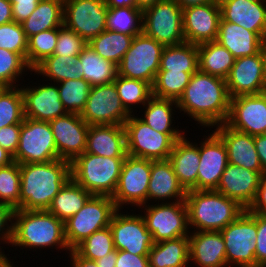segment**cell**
Masks as SVG:
<instances>
[{"instance_id": "13", "label": "cell", "mask_w": 266, "mask_h": 267, "mask_svg": "<svg viewBox=\"0 0 266 267\" xmlns=\"http://www.w3.org/2000/svg\"><path fill=\"white\" fill-rule=\"evenodd\" d=\"M150 174L151 160L127 154L112 196L117 209H124L129 205L139 208L147 204Z\"/></svg>"}, {"instance_id": "33", "label": "cell", "mask_w": 266, "mask_h": 267, "mask_svg": "<svg viewBox=\"0 0 266 267\" xmlns=\"http://www.w3.org/2000/svg\"><path fill=\"white\" fill-rule=\"evenodd\" d=\"M64 0H41L33 13L23 22L27 39L42 31L63 25Z\"/></svg>"}, {"instance_id": "9", "label": "cell", "mask_w": 266, "mask_h": 267, "mask_svg": "<svg viewBox=\"0 0 266 267\" xmlns=\"http://www.w3.org/2000/svg\"><path fill=\"white\" fill-rule=\"evenodd\" d=\"M142 32L164 47L186 42L183 9L175 0H163L144 9Z\"/></svg>"}, {"instance_id": "30", "label": "cell", "mask_w": 266, "mask_h": 267, "mask_svg": "<svg viewBox=\"0 0 266 267\" xmlns=\"http://www.w3.org/2000/svg\"><path fill=\"white\" fill-rule=\"evenodd\" d=\"M216 41L235 58H240L259 53L264 40L255 32L220 19Z\"/></svg>"}, {"instance_id": "50", "label": "cell", "mask_w": 266, "mask_h": 267, "mask_svg": "<svg viewBox=\"0 0 266 267\" xmlns=\"http://www.w3.org/2000/svg\"><path fill=\"white\" fill-rule=\"evenodd\" d=\"M88 43L64 25L59 27L57 44L53 55L77 58Z\"/></svg>"}, {"instance_id": "24", "label": "cell", "mask_w": 266, "mask_h": 267, "mask_svg": "<svg viewBox=\"0 0 266 267\" xmlns=\"http://www.w3.org/2000/svg\"><path fill=\"white\" fill-rule=\"evenodd\" d=\"M221 19L266 39V1L218 0Z\"/></svg>"}, {"instance_id": "29", "label": "cell", "mask_w": 266, "mask_h": 267, "mask_svg": "<svg viewBox=\"0 0 266 267\" xmlns=\"http://www.w3.org/2000/svg\"><path fill=\"white\" fill-rule=\"evenodd\" d=\"M84 152L103 157H126L124 125L89 126Z\"/></svg>"}, {"instance_id": "25", "label": "cell", "mask_w": 266, "mask_h": 267, "mask_svg": "<svg viewBox=\"0 0 266 267\" xmlns=\"http://www.w3.org/2000/svg\"><path fill=\"white\" fill-rule=\"evenodd\" d=\"M190 231V264L198 267H228L226 247L220 231Z\"/></svg>"}, {"instance_id": "10", "label": "cell", "mask_w": 266, "mask_h": 267, "mask_svg": "<svg viewBox=\"0 0 266 267\" xmlns=\"http://www.w3.org/2000/svg\"><path fill=\"white\" fill-rule=\"evenodd\" d=\"M138 209H142L140 212L146 228L152 233L155 243L189 236L190 229L185 200L171 203H150L142 205Z\"/></svg>"}, {"instance_id": "5", "label": "cell", "mask_w": 266, "mask_h": 267, "mask_svg": "<svg viewBox=\"0 0 266 267\" xmlns=\"http://www.w3.org/2000/svg\"><path fill=\"white\" fill-rule=\"evenodd\" d=\"M126 157L84 152L71 163V178L92 195L113 196Z\"/></svg>"}, {"instance_id": "63", "label": "cell", "mask_w": 266, "mask_h": 267, "mask_svg": "<svg viewBox=\"0 0 266 267\" xmlns=\"http://www.w3.org/2000/svg\"><path fill=\"white\" fill-rule=\"evenodd\" d=\"M13 162V155L0 146V167L8 166Z\"/></svg>"}, {"instance_id": "23", "label": "cell", "mask_w": 266, "mask_h": 267, "mask_svg": "<svg viewBox=\"0 0 266 267\" xmlns=\"http://www.w3.org/2000/svg\"><path fill=\"white\" fill-rule=\"evenodd\" d=\"M261 173L229 163L216 191L237 201L247 210L255 199Z\"/></svg>"}, {"instance_id": "16", "label": "cell", "mask_w": 266, "mask_h": 267, "mask_svg": "<svg viewBox=\"0 0 266 267\" xmlns=\"http://www.w3.org/2000/svg\"><path fill=\"white\" fill-rule=\"evenodd\" d=\"M124 213L123 209H117L110 221L115 249L135 255H148L155 242L142 214Z\"/></svg>"}, {"instance_id": "62", "label": "cell", "mask_w": 266, "mask_h": 267, "mask_svg": "<svg viewBox=\"0 0 266 267\" xmlns=\"http://www.w3.org/2000/svg\"><path fill=\"white\" fill-rule=\"evenodd\" d=\"M182 9L190 7V6H197V5H204L210 2H218V0H175Z\"/></svg>"}, {"instance_id": "44", "label": "cell", "mask_w": 266, "mask_h": 267, "mask_svg": "<svg viewBox=\"0 0 266 267\" xmlns=\"http://www.w3.org/2000/svg\"><path fill=\"white\" fill-rule=\"evenodd\" d=\"M24 99L19 86L3 87L0 91V128L24 121Z\"/></svg>"}, {"instance_id": "61", "label": "cell", "mask_w": 266, "mask_h": 267, "mask_svg": "<svg viewBox=\"0 0 266 267\" xmlns=\"http://www.w3.org/2000/svg\"><path fill=\"white\" fill-rule=\"evenodd\" d=\"M108 8L137 7V0H105Z\"/></svg>"}, {"instance_id": "66", "label": "cell", "mask_w": 266, "mask_h": 267, "mask_svg": "<svg viewBox=\"0 0 266 267\" xmlns=\"http://www.w3.org/2000/svg\"><path fill=\"white\" fill-rule=\"evenodd\" d=\"M260 52L263 58L264 76H265V81H266V39L262 43Z\"/></svg>"}, {"instance_id": "21", "label": "cell", "mask_w": 266, "mask_h": 267, "mask_svg": "<svg viewBox=\"0 0 266 267\" xmlns=\"http://www.w3.org/2000/svg\"><path fill=\"white\" fill-rule=\"evenodd\" d=\"M220 19L221 11L218 2L184 8L185 41L195 45L216 41Z\"/></svg>"}, {"instance_id": "22", "label": "cell", "mask_w": 266, "mask_h": 267, "mask_svg": "<svg viewBox=\"0 0 266 267\" xmlns=\"http://www.w3.org/2000/svg\"><path fill=\"white\" fill-rule=\"evenodd\" d=\"M225 80L231 98L262 93L266 81L261 52L236 58Z\"/></svg>"}, {"instance_id": "31", "label": "cell", "mask_w": 266, "mask_h": 267, "mask_svg": "<svg viewBox=\"0 0 266 267\" xmlns=\"http://www.w3.org/2000/svg\"><path fill=\"white\" fill-rule=\"evenodd\" d=\"M148 259L149 267H188L189 236L154 243Z\"/></svg>"}, {"instance_id": "49", "label": "cell", "mask_w": 266, "mask_h": 267, "mask_svg": "<svg viewBox=\"0 0 266 267\" xmlns=\"http://www.w3.org/2000/svg\"><path fill=\"white\" fill-rule=\"evenodd\" d=\"M0 48L21 54L27 61L28 39L22 24L11 21L0 25Z\"/></svg>"}, {"instance_id": "45", "label": "cell", "mask_w": 266, "mask_h": 267, "mask_svg": "<svg viewBox=\"0 0 266 267\" xmlns=\"http://www.w3.org/2000/svg\"><path fill=\"white\" fill-rule=\"evenodd\" d=\"M61 102L68 113L81 114L85 108L89 92L90 83L83 78L76 80H63L57 83Z\"/></svg>"}, {"instance_id": "55", "label": "cell", "mask_w": 266, "mask_h": 267, "mask_svg": "<svg viewBox=\"0 0 266 267\" xmlns=\"http://www.w3.org/2000/svg\"><path fill=\"white\" fill-rule=\"evenodd\" d=\"M115 267H149L148 255H135L128 251L117 250Z\"/></svg>"}, {"instance_id": "52", "label": "cell", "mask_w": 266, "mask_h": 267, "mask_svg": "<svg viewBox=\"0 0 266 267\" xmlns=\"http://www.w3.org/2000/svg\"><path fill=\"white\" fill-rule=\"evenodd\" d=\"M20 129L21 124H12L0 128V146L13 156L18 149Z\"/></svg>"}, {"instance_id": "6", "label": "cell", "mask_w": 266, "mask_h": 267, "mask_svg": "<svg viewBox=\"0 0 266 267\" xmlns=\"http://www.w3.org/2000/svg\"><path fill=\"white\" fill-rule=\"evenodd\" d=\"M137 115L131 114L124 123L127 154L153 161L168 160L175 142L185 133H160Z\"/></svg>"}, {"instance_id": "46", "label": "cell", "mask_w": 266, "mask_h": 267, "mask_svg": "<svg viewBox=\"0 0 266 267\" xmlns=\"http://www.w3.org/2000/svg\"><path fill=\"white\" fill-rule=\"evenodd\" d=\"M74 250L83 258L94 260L104 257L115 250L111 228L94 232L79 243Z\"/></svg>"}, {"instance_id": "57", "label": "cell", "mask_w": 266, "mask_h": 267, "mask_svg": "<svg viewBox=\"0 0 266 267\" xmlns=\"http://www.w3.org/2000/svg\"><path fill=\"white\" fill-rule=\"evenodd\" d=\"M68 254V258L70 257V260L68 259V262L70 261L69 267H98L96 261L81 257L74 249Z\"/></svg>"}, {"instance_id": "35", "label": "cell", "mask_w": 266, "mask_h": 267, "mask_svg": "<svg viewBox=\"0 0 266 267\" xmlns=\"http://www.w3.org/2000/svg\"><path fill=\"white\" fill-rule=\"evenodd\" d=\"M199 70L226 79L235 63V57L217 41L197 45Z\"/></svg>"}, {"instance_id": "56", "label": "cell", "mask_w": 266, "mask_h": 267, "mask_svg": "<svg viewBox=\"0 0 266 267\" xmlns=\"http://www.w3.org/2000/svg\"><path fill=\"white\" fill-rule=\"evenodd\" d=\"M247 211L250 213L266 214V170L261 173L255 199Z\"/></svg>"}, {"instance_id": "8", "label": "cell", "mask_w": 266, "mask_h": 267, "mask_svg": "<svg viewBox=\"0 0 266 267\" xmlns=\"http://www.w3.org/2000/svg\"><path fill=\"white\" fill-rule=\"evenodd\" d=\"M228 267H256L257 213L245 210L221 231Z\"/></svg>"}, {"instance_id": "7", "label": "cell", "mask_w": 266, "mask_h": 267, "mask_svg": "<svg viewBox=\"0 0 266 267\" xmlns=\"http://www.w3.org/2000/svg\"><path fill=\"white\" fill-rule=\"evenodd\" d=\"M116 210L111 196L92 195L75 215L64 222L69 248L74 249L94 232L108 227Z\"/></svg>"}, {"instance_id": "37", "label": "cell", "mask_w": 266, "mask_h": 267, "mask_svg": "<svg viewBox=\"0 0 266 267\" xmlns=\"http://www.w3.org/2000/svg\"><path fill=\"white\" fill-rule=\"evenodd\" d=\"M77 58L83 66V79L92 87L113 83L118 75L117 65L100 57L88 44Z\"/></svg>"}, {"instance_id": "53", "label": "cell", "mask_w": 266, "mask_h": 267, "mask_svg": "<svg viewBox=\"0 0 266 267\" xmlns=\"http://www.w3.org/2000/svg\"><path fill=\"white\" fill-rule=\"evenodd\" d=\"M12 4L13 21L23 23L36 9L41 0H9Z\"/></svg>"}, {"instance_id": "34", "label": "cell", "mask_w": 266, "mask_h": 267, "mask_svg": "<svg viewBox=\"0 0 266 267\" xmlns=\"http://www.w3.org/2000/svg\"><path fill=\"white\" fill-rule=\"evenodd\" d=\"M92 196L70 178L52 200L48 212L65 222L75 215Z\"/></svg>"}, {"instance_id": "65", "label": "cell", "mask_w": 266, "mask_h": 267, "mask_svg": "<svg viewBox=\"0 0 266 267\" xmlns=\"http://www.w3.org/2000/svg\"><path fill=\"white\" fill-rule=\"evenodd\" d=\"M2 249H3V247L0 246V266H7L12 261L10 260L9 254L8 255L4 254L5 251H4V249L3 250Z\"/></svg>"}, {"instance_id": "58", "label": "cell", "mask_w": 266, "mask_h": 267, "mask_svg": "<svg viewBox=\"0 0 266 267\" xmlns=\"http://www.w3.org/2000/svg\"><path fill=\"white\" fill-rule=\"evenodd\" d=\"M254 143L264 171L266 170V134L254 136Z\"/></svg>"}, {"instance_id": "39", "label": "cell", "mask_w": 266, "mask_h": 267, "mask_svg": "<svg viewBox=\"0 0 266 267\" xmlns=\"http://www.w3.org/2000/svg\"><path fill=\"white\" fill-rule=\"evenodd\" d=\"M133 36L105 30L91 39L88 45L102 58L111 61L117 66L125 53L129 50Z\"/></svg>"}, {"instance_id": "1", "label": "cell", "mask_w": 266, "mask_h": 267, "mask_svg": "<svg viewBox=\"0 0 266 267\" xmlns=\"http://www.w3.org/2000/svg\"><path fill=\"white\" fill-rule=\"evenodd\" d=\"M230 101L226 80L198 69L177 101L178 114L183 111L199 126L215 128L226 122Z\"/></svg>"}, {"instance_id": "14", "label": "cell", "mask_w": 266, "mask_h": 267, "mask_svg": "<svg viewBox=\"0 0 266 267\" xmlns=\"http://www.w3.org/2000/svg\"><path fill=\"white\" fill-rule=\"evenodd\" d=\"M105 0H64L63 25L87 43L107 30Z\"/></svg>"}, {"instance_id": "19", "label": "cell", "mask_w": 266, "mask_h": 267, "mask_svg": "<svg viewBox=\"0 0 266 267\" xmlns=\"http://www.w3.org/2000/svg\"><path fill=\"white\" fill-rule=\"evenodd\" d=\"M199 143L197 190H216L221 176L229 164L222 139L212 130Z\"/></svg>"}, {"instance_id": "40", "label": "cell", "mask_w": 266, "mask_h": 267, "mask_svg": "<svg viewBox=\"0 0 266 267\" xmlns=\"http://www.w3.org/2000/svg\"><path fill=\"white\" fill-rule=\"evenodd\" d=\"M114 84L120 101L130 114H136L135 108L141 109L153 96L152 85L141 80L117 75Z\"/></svg>"}, {"instance_id": "36", "label": "cell", "mask_w": 266, "mask_h": 267, "mask_svg": "<svg viewBox=\"0 0 266 267\" xmlns=\"http://www.w3.org/2000/svg\"><path fill=\"white\" fill-rule=\"evenodd\" d=\"M33 74L42 76V81L59 83L63 80L83 78V66L78 58L65 56H48L34 69ZM46 78V79H44Z\"/></svg>"}, {"instance_id": "4", "label": "cell", "mask_w": 266, "mask_h": 267, "mask_svg": "<svg viewBox=\"0 0 266 267\" xmlns=\"http://www.w3.org/2000/svg\"><path fill=\"white\" fill-rule=\"evenodd\" d=\"M185 203L193 231H221L246 210L216 190H188Z\"/></svg>"}, {"instance_id": "60", "label": "cell", "mask_w": 266, "mask_h": 267, "mask_svg": "<svg viewBox=\"0 0 266 267\" xmlns=\"http://www.w3.org/2000/svg\"><path fill=\"white\" fill-rule=\"evenodd\" d=\"M117 260V249L106 254L104 257L97 259L96 263L98 267H115Z\"/></svg>"}, {"instance_id": "38", "label": "cell", "mask_w": 266, "mask_h": 267, "mask_svg": "<svg viewBox=\"0 0 266 267\" xmlns=\"http://www.w3.org/2000/svg\"><path fill=\"white\" fill-rule=\"evenodd\" d=\"M199 69L197 45L184 42L165 46L162 51L159 71L195 73Z\"/></svg>"}, {"instance_id": "18", "label": "cell", "mask_w": 266, "mask_h": 267, "mask_svg": "<svg viewBox=\"0 0 266 267\" xmlns=\"http://www.w3.org/2000/svg\"><path fill=\"white\" fill-rule=\"evenodd\" d=\"M49 124L59 159L72 163L84 153L89 125L81 118L80 114L67 113L49 121Z\"/></svg>"}, {"instance_id": "41", "label": "cell", "mask_w": 266, "mask_h": 267, "mask_svg": "<svg viewBox=\"0 0 266 267\" xmlns=\"http://www.w3.org/2000/svg\"><path fill=\"white\" fill-rule=\"evenodd\" d=\"M143 10L137 7L108 8L107 30L135 37L142 33Z\"/></svg>"}, {"instance_id": "47", "label": "cell", "mask_w": 266, "mask_h": 267, "mask_svg": "<svg viewBox=\"0 0 266 267\" xmlns=\"http://www.w3.org/2000/svg\"><path fill=\"white\" fill-rule=\"evenodd\" d=\"M59 28L42 31L28 38L27 64L34 69L46 57L53 55Z\"/></svg>"}, {"instance_id": "15", "label": "cell", "mask_w": 266, "mask_h": 267, "mask_svg": "<svg viewBox=\"0 0 266 267\" xmlns=\"http://www.w3.org/2000/svg\"><path fill=\"white\" fill-rule=\"evenodd\" d=\"M89 125H124L131 114L124 108L113 83L91 87L80 114Z\"/></svg>"}, {"instance_id": "27", "label": "cell", "mask_w": 266, "mask_h": 267, "mask_svg": "<svg viewBox=\"0 0 266 267\" xmlns=\"http://www.w3.org/2000/svg\"><path fill=\"white\" fill-rule=\"evenodd\" d=\"M186 194L187 191L179 183L169 160H151L147 204H150V201L171 203L185 200Z\"/></svg>"}, {"instance_id": "51", "label": "cell", "mask_w": 266, "mask_h": 267, "mask_svg": "<svg viewBox=\"0 0 266 267\" xmlns=\"http://www.w3.org/2000/svg\"><path fill=\"white\" fill-rule=\"evenodd\" d=\"M256 267L266 266V214L257 213Z\"/></svg>"}, {"instance_id": "68", "label": "cell", "mask_w": 266, "mask_h": 267, "mask_svg": "<svg viewBox=\"0 0 266 267\" xmlns=\"http://www.w3.org/2000/svg\"><path fill=\"white\" fill-rule=\"evenodd\" d=\"M248 1L255 2V1H266V0H248Z\"/></svg>"}, {"instance_id": "43", "label": "cell", "mask_w": 266, "mask_h": 267, "mask_svg": "<svg viewBox=\"0 0 266 267\" xmlns=\"http://www.w3.org/2000/svg\"><path fill=\"white\" fill-rule=\"evenodd\" d=\"M29 73L32 75L33 69L21 54L0 48V84L3 87L20 86L23 84L20 80Z\"/></svg>"}, {"instance_id": "11", "label": "cell", "mask_w": 266, "mask_h": 267, "mask_svg": "<svg viewBox=\"0 0 266 267\" xmlns=\"http://www.w3.org/2000/svg\"><path fill=\"white\" fill-rule=\"evenodd\" d=\"M164 46L143 32L133 37L118 67V75L153 85Z\"/></svg>"}, {"instance_id": "26", "label": "cell", "mask_w": 266, "mask_h": 267, "mask_svg": "<svg viewBox=\"0 0 266 267\" xmlns=\"http://www.w3.org/2000/svg\"><path fill=\"white\" fill-rule=\"evenodd\" d=\"M213 130L223 141L231 164L256 172H263L257 154L254 136L236 131L225 123L216 125Z\"/></svg>"}, {"instance_id": "67", "label": "cell", "mask_w": 266, "mask_h": 267, "mask_svg": "<svg viewBox=\"0 0 266 267\" xmlns=\"http://www.w3.org/2000/svg\"><path fill=\"white\" fill-rule=\"evenodd\" d=\"M14 265L15 264H14V261H13V262L9 263L6 267H15Z\"/></svg>"}, {"instance_id": "3", "label": "cell", "mask_w": 266, "mask_h": 267, "mask_svg": "<svg viewBox=\"0 0 266 267\" xmlns=\"http://www.w3.org/2000/svg\"><path fill=\"white\" fill-rule=\"evenodd\" d=\"M10 245L20 249L40 251L47 248L70 252L64 222L47 210H13ZM29 248V249H28Z\"/></svg>"}, {"instance_id": "32", "label": "cell", "mask_w": 266, "mask_h": 267, "mask_svg": "<svg viewBox=\"0 0 266 267\" xmlns=\"http://www.w3.org/2000/svg\"><path fill=\"white\" fill-rule=\"evenodd\" d=\"M142 108L143 109H141L139 112H142L144 115L141 114L139 118L152 129L160 133L185 132V130H179L177 126L174 127V124L176 123L174 120V115H176V112H178L175 110H178L177 101L152 96Z\"/></svg>"}, {"instance_id": "20", "label": "cell", "mask_w": 266, "mask_h": 267, "mask_svg": "<svg viewBox=\"0 0 266 267\" xmlns=\"http://www.w3.org/2000/svg\"><path fill=\"white\" fill-rule=\"evenodd\" d=\"M44 83L32 86L29 82L27 86H24L25 83L19 86L24 99L25 118L49 122L68 113L61 102L57 83Z\"/></svg>"}, {"instance_id": "12", "label": "cell", "mask_w": 266, "mask_h": 267, "mask_svg": "<svg viewBox=\"0 0 266 267\" xmlns=\"http://www.w3.org/2000/svg\"><path fill=\"white\" fill-rule=\"evenodd\" d=\"M14 162L19 164L57 160L58 152L49 122L24 118Z\"/></svg>"}, {"instance_id": "28", "label": "cell", "mask_w": 266, "mask_h": 267, "mask_svg": "<svg viewBox=\"0 0 266 267\" xmlns=\"http://www.w3.org/2000/svg\"><path fill=\"white\" fill-rule=\"evenodd\" d=\"M186 134L177 140L168 157L175 175L183 188L197 190L198 166L200 162L199 144L189 141Z\"/></svg>"}, {"instance_id": "59", "label": "cell", "mask_w": 266, "mask_h": 267, "mask_svg": "<svg viewBox=\"0 0 266 267\" xmlns=\"http://www.w3.org/2000/svg\"><path fill=\"white\" fill-rule=\"evenodd\" d=\"M13 21L12 4L9 0H0V25Z\"/></svg>"}, {"instance_id": "17", "label": "cell", "mask_w": 266, "mask_h": 267, "mask_svg": "<svg viewBox=\"0 0 266 267\" xmlns=\"http://www.w3.org/2000/svg\"><path fill=\"white\" fill-rule=\"evenodd\" d=\"M225 124L251 136L266 134V96L264 92L231 98Z\"/></svg>"}, {"instance_id": "48", "label": "cell", "mask_w": 266, "mask_h": 267, "mask_svg": "<svg viewBox=\"0 0 266 267\" xmlns=\"http://www.w3.org/2000/svg\"><path fill=\"white\" fill-rule=\"evenodd\" d=\"M20 164H12L0 167V203L12 210L19 209L20 197Z\"/></svg>"}, {"instance_id": "42", "label": "cell", "mask_w": 266, "mask_h": 267, "mask_svg": "<svg viewBox=\"0 0 266 267\" xmlns=\"http://www.w3.org/2000/svg\"><path fill=\"white\" fill-rule=\"evenodd\" d=\"M193 74L181 71H158L152 85L153 96L178 101Z\"/></svg>"}, {"instance_id": "54", "label": "cell", "mask_w": 266, "mask_h": 267, "mask_svg": "<svg viewBox=\"0 0 266 267\" xmlns=\"http://www.w3.org/2000/svg\"><path fill=\"white\" fill-rule=\"evenodd\" d=\"M13 210L0 203V245L11 243Z\"/></svg>"}, {"instance_id": "64", "label": "cell", "mask_w": 266, "mask_h": 267, "mask_svg": "<svg viewBox=\"0 0 266 267\" xmlns=\"http://www.w3.org/2000/svg\"><path fill=\"white\" fill-rule=\"evenodd\" d=\"M160 1L163 0H137V8L144 10Z\"/></svg>"}, {"instance_id": "2", "label": "cell", "mask_w": 266, "mask_h": 267, "mask_svg": "<svg viewBox=\"0 0 266 267\" xmlns=\"http://www.w3.org/2000/svg\"><path fill=\"white\" fill-rule=\"evenodd\" d=\"M19 209L48 210L53 198L71 178V163L62 159L20 164Z\"/></svg>"}]
</instances>
